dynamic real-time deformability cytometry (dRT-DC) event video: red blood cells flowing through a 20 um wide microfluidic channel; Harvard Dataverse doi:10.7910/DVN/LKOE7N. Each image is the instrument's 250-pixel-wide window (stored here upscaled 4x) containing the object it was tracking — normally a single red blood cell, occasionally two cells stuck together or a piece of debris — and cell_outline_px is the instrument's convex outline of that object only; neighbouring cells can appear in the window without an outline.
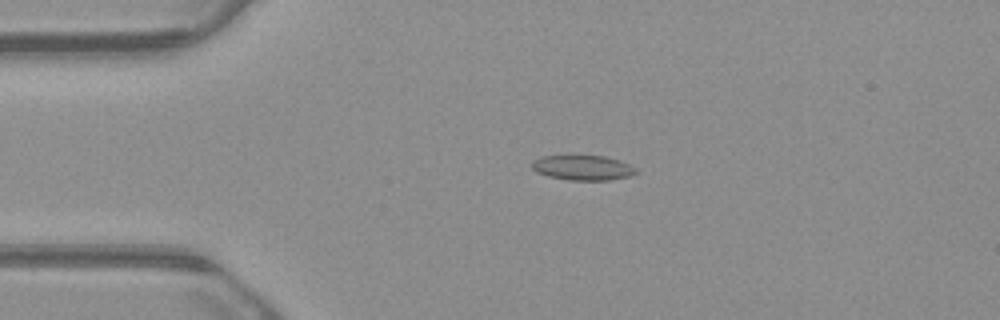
{"species": "common noctule bat (a hibernating species)", "species_latin": "Nyctalus noctula", "temperature_condition": "warm", "stored_images_in_passage": 54, "camera_frame_rate_fps": 3000, "um_per_image_px": 0.085, "animal": {"sex": "male", "body_mass_g": 23.1, "forearm_length_mm": 52.7}, "frame": {"image": 1, "passage_image": 12, "time_ms": 3.667, "image_size_px": [1000, 320], "cell_outline_px": [[640, 172], [628, 176], [608, 180], [568, 180], [548, 176], [536, 172], [532, 168], [532, 164], [536, 160], [544, 156], [604, 156], [620, 160], [636, 168]], "centroid_in_image_um": [49.57, 14.26], "position_along_channel_um": 35.4, "area_um2": 14.97}}
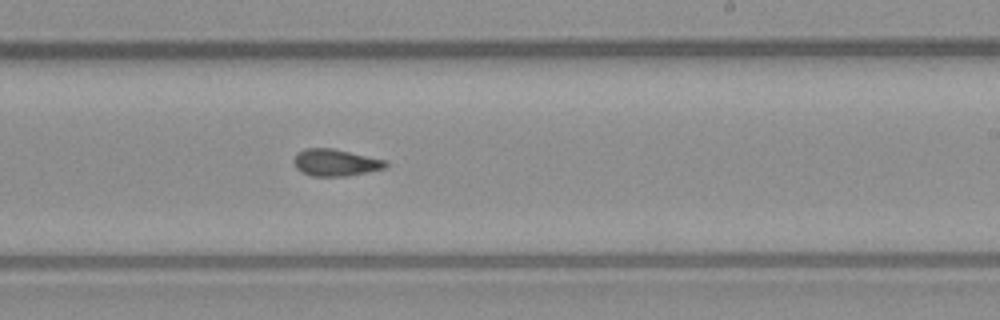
{"frame": {"image": 2, "passage_image": 32, "time_ms": 10.333, "image_size_px": [1000, 320], "cell_outline_px": [[388, 164], [384, 168], [348, 176], [312, 176], [300, 172], [296, 168], [292, 160], [296, 152], [304, 148], [332, 148], [388, 160]], "centroid_in_image_um": [28.48, 13.81], "position_along_channel_um": 260.5, "area_um2": 14.62}}
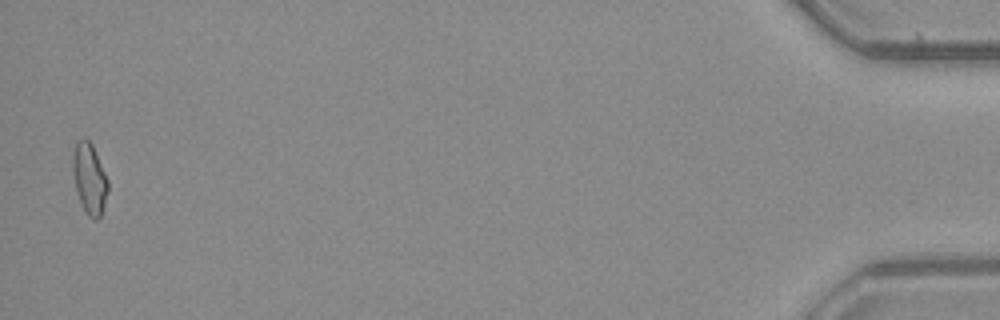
{"frame": {"image": 3, "passage_image": 53, "time_ms": 17.333, "image_size_px": [1000, 320], "cell_outline_px": [[108, 192], [104, 208], [100, 216], [96, 220], [92, 220], [88, 216], [76, 192], [72, 172], [72, 156], [76, 140], [84, 136], [92, 144], [108, 180]], "centroid_in_image_um": [7.59, 15.16], "position_along_channel_um": 427.6, "area_um2": 14.74}, "authors_computed_cell_mechanics": {"area_um2": 14.739, "velocity_mm_per_s": 3.857, "shape_relaxation_time_tau1_ms": null, "shape_relaxation_time_tau2_ms": 3.8681, "deformation_change_tau1": null, "deformation_change_tau2": 0.1002}}